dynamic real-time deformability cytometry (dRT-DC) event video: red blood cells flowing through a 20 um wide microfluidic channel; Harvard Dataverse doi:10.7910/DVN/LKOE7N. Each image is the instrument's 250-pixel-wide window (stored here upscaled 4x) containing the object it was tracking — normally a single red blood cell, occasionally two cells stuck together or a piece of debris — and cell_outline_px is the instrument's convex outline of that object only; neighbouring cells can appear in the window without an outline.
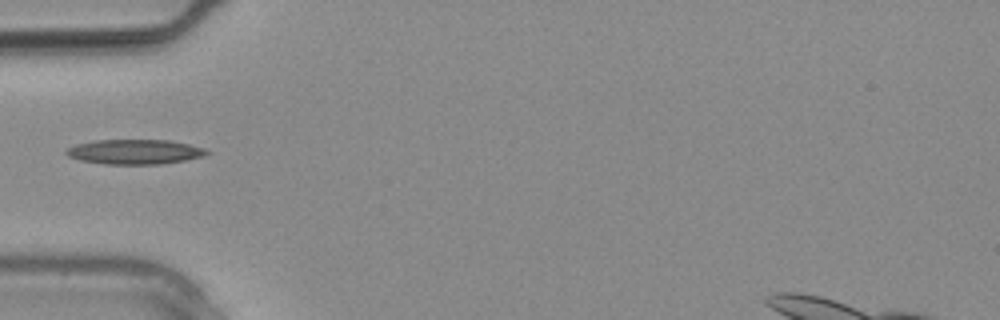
{"species": "common noctule bat (a hibernating species)", "species_latin": "Nyctalus noctula", "temperature_condition": "warm", "stored_images_in_passage": 2, "camera_frame_rate_fps": 3000, "um_per_image_px": 0.085, "animal": {"sex": "male", "body_mass_g": 20.4}, "frame": {"image": 1, "passage_image": 1, "time_ms": 0.0, "image_size_px": [1000, 320], "cell_outline_px": [[212, 152], [204, 156], [184, 160], [160, 164], [104, 164], [80, 160], [68, 156], [64, 152], [68, 148], [76, 144], [96, 140], [172, 140], [204, 148]], "centroid_in_image_um": [11.46, 12.9], "position_along_channel_um": 73.5, "area_um2": 20.29}}